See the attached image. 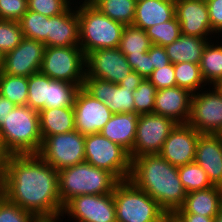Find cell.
I'll return each instance as SVG.
<instances>
[{
  "label": "cell",
  "mask_w": 222,
  "mask_h": 222,
  "mask_svg": "<svg viewBox=\"0 0 222 222\" xmlns=\"http://www.w3.org/2000/svg\"><path fill=\"white\" fill-rule=\"evenodd\" d=\"M4 196L37 216L62 214L58 170L38 154L10 155L4 166Z\"/></svg>",
  "instance_id": "1"
},
{
  "label": "cell",
  "mask_w": 222,
  "mask_h": 222,
  "mask_svg": "<svg viewBox=\"0 0 222 222\" xmlns=\"http://www.w3.org/2000/svg\"><path fill=\"white\" fill-rule=\"evenodd\" d=\"M129 180L156 200L167 214L179 209L187 195L178 175V167L159 154L133 158Z\"/></svg>",
  "instance_id": "2"
},
{
  "label": "cell",
  "mask_w": 222,
  "mask_h": 222,
  "mask_svg": "<svg viewBox=\"0 0 222 222\" xmlns=\"http://www.w3.org/2000/svg\"><path fill=\"white\" fill-rule=\"evenodd\" d=\"M0 136L9 155L37 154L42 145L38 111L16 106L0 125Z\"/></svg>",
  "instance_id": "3"
},
{
  "label": "cell",
  "mask_w": 222,
  "mask_h": 222,
  "mask_svg": "<svg viewBox=\"0 0 222 222\" xmlns=\"http://www.w3.org/2000/svg\"><path fill=\"white\" fill-rule=\"evenodd\" d=\"M118 182L112 173L86 161L58 171L59 197L63 207L80 195L113 193Z\"/></svg>",
  "instance_id": "4"
},
{
  "label": "cell",
  "mask_w": 222,
  "mask_h": 222,
  "mask_svg": "<svg viewBox=\"0 0 222 222\" xmlns=\"http://www.w3.org/2000/svg\"><path fill=\"white\" fill-rule=\"evenodd\" d=\"M78 5L76 3L79 17V47L84 55L98 49L118 48L125 25L110 19L90 2Z\"/></svg>",
  "instance_id": "5"
},
{
  "label": "cell",
  "mask_w": 222,
  "mask_h": 222,
  "mask_svg": "<svg viewBox=\"0 0 222 222\" xmlns=\"http://www.w3.org/2000/svg\"><path fill=\"white\" fill-rule=\"evenodd\" d=\"M117 222H162L167 213L131 180L117 183L113 191Z\"/></svg>",
  "instance_id": "6"
},
{
  "label": "cell",
  "mask_w": 222,
  "mask_h": 222,
  "mask_svg": "<svg viewBox=\"0 0 222 222\" xmlns=\"http://www.w3.org/2000/svg\"><path fill=\"white\" fill-rule=\"evenodd\" d=\"M84 151L88 164L107 170L119 181L130 178L132 160L129 153L101 133L85 135Z\"/></svg>",
  "instance_id": "7"
},
{
  "label": "cell",
  "mask_w": 222,
  "mask_h": 222,
  "mask_svg": "<svg viewBox=\"0 0 222 222\" xmlns=\"http://www.w3.org/2000/svg\"><path fill=\"white\" fill-rule=\"evenodd\" d=\"M40 72L53 80H61L83 87L85 55L79 46L46 47Z\"/></svg>",
  "instance_id": "8"
},
{
  "label": "cell",
  "mask_w": 222,
  "mask_h": 222,
  "mask_svg": "<svg viewBox=\"0 0 222 222\" xmlns=\"http://www.w3.org/2000/svg\"><path fill=\"white\" fill-rule=\"evenodd\" d=\"M84 145L85 135L73 130L45 137L37 154L59 171L85 161Z\"/></svg>",
  "instance_id": "9"
},
{
  "label": "cell",
  "mask_w": 222,
  "mask_h": 222,
  "mask_svg": "<svg viewBox=\"0 0 222 222\" xmlns=\"http://www.w3.org/2000/svg\"><path fill=\"white\" fill-rule=\"evenodd\" d=\"M206 90L192 95L188 124L200 134L222 135V86Z\"/></svg>",
  "instance_id": "10"
},
{
  "label": "cell",
  "mask_w": 222,
  "mask_h": 222,
  "mask_svg": "<svg viewBox=\"0 0 222 222\" xmlns=\"http://www.w3.org/2000/svg\"><path fill=\"white\" fill-rule=\"evenodd\" d=\"M177 124L173 119L155 113L139 115L131 160L145 154H159Z\"/></svg>",
  "instance_id": "11"
},
{
  "label": "cell",
  "mask_w": 222,
  "mask_h": 222,
  "mask_svg": "<svg viewBox=\"0 0 222 222\" xmlns=\"http://www.w3.org/2000/svg\"><path fill=\"white\" fill-rule=\"evenodd\" d=\"M66 214L75 222H117L113 193L74 197L63 208Z\"/></svg>",
  "instance_id": "12"
},
{
  "label": "cell",
  "mask_w": 222,
  "mask_h": 222,
  "mask_svg": "<svg viewBox=\"0 0 222 222\" xmlns=\"http://www.w3.org/2000/svg\"><path fill=\"white\" fill-rule=\"evenodd\" d=\"M85 77L98 78L119 84L133 69L119 48H104L85 56Z\"/></svg>",
  "instance_id": "13"
},
{
  "label": "cell",
  "mask_w": 222,
  "mask_h": 222,
  "mask_svg": "<svg viewBox=\"0 0 222 222\" xmlns=\"http://www.w3.org/2000/svg\"><path fill=\"white\" fill-rule=\"evenodd\" d=\"M75 130L81 134L100 133L114 114L103 102L80 87L74 99Z\"/></svg>",
  "instance_id": "14"
},
{
  "label": "cell",
  "mask_w": 222,
  "mask_h": 222,
  "mask_svg": "<svg viewBox=\"0 0 222 222\" xmlns=\"http://www.w3.org/2000/svg\"><path fill=\"white\" fill-rule=\"evenodd\" d=\"M45 44L23 37L21 43L4 54L2 72L15 76L29 77L40 71Z\"/></svg>",
  "instance_id": "15"
},
{
  "label": "cell",
  "mask_w": 222,
  "mask_h": 222,
  "mask_svg": "<svg viewBox=\"0 0 222 222\" xmlns=\"http://www.w3.org/2000/svg\"><path fill=\"white\" fill-rule=\"evenodd\" d=\"M200 135L188 123L177 124L165 140L159 155L175 167L194 162L196 145Z\"/></svg>",
  "instance_id": "16"
},
{
  "label": "cell",
  "mask_w": 222,
  "mask_h": 222,
  "mask_svg": "<svg viewBox=\"0 0 222 222\" xmlns=\"http://www.w3.org/2000/svg\"><path fill=\"white\" fill-rule=\"evenodd\" d=\"M175 16L181 34L206 39L218 37L211 29L206 0H175Z\"/></svg>",
  "instance_id": "17"
},
{
  "label": "cell",
  "mask_w": 222,
  "mask_h": 222,
  "mask_svg": "<svg viewBox=\"0 0 222 222\" xmlns=\"http://www.w3.org/2000/svg\"><path fill=\"white\" fill-rule=\"evenodd\" d=\"M83 88L103 102L114 114L135 113L131 88L98 78L85 77Z\"/></svg>",
  "instance_id": "18"
},
{
  "label": "cell",
  "mask_w": 222,
  "mask_h": 222,
  "mask_svg": "<svg viewBox=\"0 0 222 222\" xmlns=\"http://www.w3.org/2000/svg\"><path fill=\"white\" fill-rule=\"evenodd\" d=\"M192 95L189 90L178 86L157 90L153 113L171 118L178 124H187Z\"/></svg>",
  "instance_id": "19"
},
{
  "label": "cell",
  "mask_w": 222,
  "mask_h": 222,
  "mask_svg": "<svg viewBox=\"0 0 222 222\" xmlns=\"http://www.w3.org/2000/svg\"><path fill=\"white\" fill-rule=\"evenodd\" d=\"M79 46V17L76 8L69 6L62 14L48 19L47 47Z\"/></svg>",
  "instance_id": "20"
},
{
  "label": "cell",
  "mask_w": 222,
  "mask_h": 222,
  "mask_svg": "<svg viewBox=\"0 0 222 222\" xmlns=\"http://www.w3.org/2000/svg\"><path fill=\"white\" fill-rule=\"evenodd\" d=\"M195 162L205 170L213 186L222 187V135L201 134Z\"/></svg>",
  "instance_id": "21"
},
{
  "label": "cell",
  "mask_w": 222,
  "mask_h": 222,
  "mask_svg": "<svg viewBox=\"0 0 222 222\" xmlns=\"http://www.w3.org/2000/svg\"><path fill=\"white\" fill-rule=\"evenodd\" d=\"M138 118L139 115L135 113H115L100 133L110 141L124 148L131 158Z\"/></svg>",
  "instance_id": "22"
},
{
  "label": "cell",
  "mask_w": 222,
  "mask_h": 222,
  "mask_svg": "<svg viewBox=\"0 0 222 222\" xmlns=\"http://www.w3.org/2000/svg\"><path fill=\"white\" fill-rule=\"evenodd\" d=\"M175 17V0H142L136 3L133 25L144 31Z\"/></svg>",
  "instance_id": "23"
},
{
  "label": "cell",
  "mask_w": 222,
  "mask_h": 222,
  "mask_svg": "<svg viewBox=\"0 0 222 222\" xmlns=\"http://www.w3.org/2000/svg\"><path fill=\"white\" fill-rule=\"evenodd\" d=\"M221 209L222 187L212 186L205 190L187 193L183 205L174 213H192L214 217Z\"/></svg>",
  "instance_id": "24"
},
{
  "label": "cell",
  "mask_w": 222,
  "mask_h": 222,
  "mask_svg": "<svg viewBox=\"0 0 222 222\" xmlns=\"http://www.w3.org/2000/svg\"><path fill=\"white\" fill-rule=\"evenodd\" d=\"M209 40L213 39L181 34L178 39L164 48L172 64L181 62L200 64L203 50Z\"/></svg>",
  "instance_id": "25"
},
{
  "label": "cell",
  "mask_w": 222,
  "mask_h": 222,
  "mask_svg": "<svg viewBox=\"0 0 222 222\" xmlns=\"http://www.w3.org/2000/svg\"><path fill=\"white\" fill-rule=\"evenodd\" d=\"M38 113L42 140L47 136L75 130L73 106L46 108Z\"/></svg>",
  "instance_id": "26"
},
{
  "label": "cell",
  "mask_w": 222,
  "mask_h": 222,
  "mask_svg": "<svg viewBox=\"0 0 222 222\" xmlns=\"http://www.w3.org/2000/svg\"><path fill=\"white\" fill-rule=\"evenodd\" d=\"M219 39L218 36L208 41L199 64L202 77L208 86H222V41L219 42Z\"/></svg>",
  "instance_id": "27"
},
{
  "label": "cell",
  "mask_w": 222,
  "mask_h": 222,
  "mask_svg": "<svg viewBox=\"0 0 222 222\" xmlns=\"http://www.w3.org/2000/svg\"><path fill=\"white\" fill-rule=\"evenodd\" d=\"M135 0H93L91 4L101 13L123 25L133 24Z\"/></svg>",
  "instance_id": "28"
},
{
  "label": "cell",
  "mask_w": 222,
  "mask_h": 222,
  "mask_svg": "<svg viewBox=\"0 0 222 222\" xmlns=\"http://www.w3.org/2000/svg\"><path fill=\"white\" fill-rule=\"evenodd\" d=\"M151 45L146 31L130 24L125 25L118 48L125 56H137L149 51Z\"/></svg>",
  "instance_id": "29"
},
{
  "label": "cell",
  "mask_w": 222,
  "mask_h": 222,
  "mask_svg": "<svg viewBox=\"0 0 222 222\" xmlns=\"http://www.w3.org/2000/svg\"><path fill=\"white\" fill-rule=\"evenodd\" d=\"M0 95L15 105H27L28 77L15 76L0 71Z\"/></svg>",
  "instance_id": "30"
},
{
  "label": "cell",
  "mask_w": 222,
  "mask_h": 222,
  "mask_svg": "<svg viewBox=\"0 0 222 222\" xmlns=\"http://www.w3.org/2000/svg\"><path fill=\"white\" fill-rule=\"evenodd\" d=\"M174 76L176 86L185 88L193 94L206 89L207 84L202 77L199 64L190 62L174 64Z\"/></svg>",
  "instance_id": "31"
},
{
  "label": "cell",
  "mask_w": 222,
  "mask_h": 222,
  "mask_svg": "<svg viewBox=\"0 0 222 222\" xmlns=\"http://www.w3.org/2000/svg\"><path fill=\"white\" fill-rule=\"evenodd\" d=\"M178 175L186 193L213 186L205 170L195 161L178 167Z\"/></svg>",
  "instance_id": "32"
},
{
  "label": "cell",
  "mask_w": 222,
  "mask_h": 222,
  "mask_svg": "<svg viewBox=\"0 0 222 222\" xmlns=\"http://www.w3.org/2000/svg\"><path fill=\"white\" fill-rule=\"evenodd\" d=\"M49 18L40 13L28 10L18 21L23 37L40 41L47 47Z\"/></svg>",
  "instance_id": "33"
},
{
  "label": "cell",
  "mask_w": 222,
  "mask_h": 222,
  "mask_svg": "<svg viewBox=\"0 0 222 222\" xmlns=\"http://www.w3.org/2000/svg\"><path fill=\"white\" fill-rule=\"evenodd\" d=\"M78 89L79 87L76 84L49 78V94L46 108L73 106Z\"/></svg>",
  "instance_id": "34"
},
{
  "label": "cell",
  "mask_w": 222,
  "mask_h": 222,
  "mask_svg": "<svg viewBox=\"0 0 222 222\" xmlns=\"http://www.w3.org/2000/svg\"><path fill=\"white\" fill-rule=\"evenodd\" d=\"M49 94V77L40 71L28 77L27 106L37 110L46 109Z\"/></svg>",
  "instance_id": "35"
},
{
  "label": "cell",
  "mask_w": 222,
  "mask_h": 222,
  "mask_svg": "<svg viewBox=\"0 0 222 222\" xmlns=\"http://www.w3.org/2000/svg\"><path fill=\"white\" fill-rule=\"evenodd\" d=\"M152 44L167 46L181 36L180 24L175 16L168 22L155 24L145 30Z\"/></svg>",
  "instance_id": "36"
},
{
  "label": "cell",
  "mask_w": 222,
  "mask_h": 222,
  "mask_svg": "<svg viewBox=\"0 0 222 222\" xmlns=\"http://www.w3.org/2000/svg\"><path fill=\"white\" fill-rule=\"evenodd\" d=\"M156 91V87L148 79L144 78L132 94L135 114L153 113Z\"/></svg>",
  "instance_id": "37"
},
{
  "label": "cell",
  "mask_w": 222,
  "mask_h": 222,
  "mask_svg": "<svg viewBox=\"0 0 222 222\" xmlns=\"http://www.w3.org/2000/svg\"><path fill=\"white\" fill-rule=\"evenodd\" d=\"M23 33L19 22L0 20V51L5 54L15 49L22 41Z\"/></svg>",
  "instance_id": "38"
},
{
  "label": "cell",
  "mask_w": 222,
  "mask_h": 222,
  "mask_svg": "<svg viewBox=\"0 0 222 222\" xmlns=\"http://www.w3.org/2000/svg\"><path fill=\"white\" fill-rule=\"evenodd\" d=\"M34 217L32 213L10 202L5 196L0 199V222H31Z\"/></svg>",
  "instance_id": "39"
},
{
  "label": "cell",
  "mask_w": 222,
  "mask_h": 222,
  "mask_svg": "<svg viewBox=\"0 0 222 222\" xmlns=\"http://www.w3.org/2000/svg\"><path fill=\"white\" fill-rule=\"evenodd\" d=\"M28 10L40 13L46 17L62 14L72 2L69 0H27Z\"/></svg>",
  "instance_id": "40"
},
{
  "label": "cell",
  "mask_w": 222,
  "mask_h": 222,
  "mask_svg": "<svg viewBox=\"0 0 222 222\" xmlns=\"http://www.w3.org/2000/svg\"><path fill=\"white\" fill-rule=\"evenodd\" d=\"M27 11V0H0V20L18 22Z\"/></svg>",
  "instance_id": "41"
},
{
  "label": "cell",
  "mask_w": 222,
  "mask_h": 222,
  "mask_svg": "<svg viewBox=\"0 0 222 222\" xmlns=\"http://www.w3.org/2000/svg\"><path fill=\"white\" fill-rule=\"evenodd\" d=\"M148 80L156 87V90L176 86L174 64L170 63L165 67L153 70Z\"/></svg>",
  "instance_id": "42"
},
{
  "label": "cell",
  "mask_w": 222,
  "mask_h": 222,
  "mask_svg": "<svg viewBox=\"0 0 222 222\" xmlns=\"http://www.w3.org/2000/svg\"><path fill=\"white\" fill-rule=\"evenodd\" d=\"M126 59L133 71L137 72L145 79H148L154 70L148 51L143 55L126 56Z\"/></svg>",
  "instance_id": "43"
},
{
  "label": "cell",
  "mask_w": 222,
  "mask_h": 222,
  "mask_svg": "<svg viewBox=\"0 0 222 222\" xmlns=\"http://www.w3.org/2000/svg\"><path fill=\"white\" fill-rule=\"evenodd\" d=\"M206 4L211 29L216 35L222 37V0H206Z\"/></svg>",
  "instance_id": "44"
},
{
  "label": "cell",
  "mask_w": 222,
  "mask_h": 222,
  "mask_svg": "<svg viewBox=\"0 0 222 222\" xmlns=\"http://www.w3.org/2000/svg\"><path fill=\"white\" fill-rule=\"evenodd\" d=\"M148 54L151 57V62L154 66V70L165 67L166 65L171 63L163 46L152 44L148 51Z\"/></svg>",
  "instance_id": "45"
},
{
  "label": "cell",
  "mask_w": 222,
  "mask_h": 222,
  "mask_svg": "<svg viewBox=\"0 0 222 222\" xmlns=\"http://www.w3.org/2000/svg\"><path fill=\"white\" fill-rule=\"evenodd\" d=\"M172 215L179 222H213L214 221V217H206L200 214L173 213Z\"/></svg>",
  "instance_id": "46"
},
{
  "label": "cell",
  "mask_w": 222,
  "mask_h": 222,
  "mask_svg": "<svg viewBox=\"0 0 222 222\" xmlns=\"http://www.w3.org/2000/svg\"><path fill=\"white\" fill-rule=\"evenodd\" d=\"M143 77L140 76L137 72L132 71L128 76H126L119 84L121 86H126L131 88L134 91L143 81Z\"/></svg>",
  "instance_id": "47"
},
{
  "label": "cell",
  "mask_w": 222,
  "mask_h": 222,
  "mask_svg": "<svg viewBox=\"0 0 222 222\" xmlns=\"http://www.w3.org/2000/svg\"><path fill=\"white\" fill-rule=\"evenodd\" d=\"M17 105L10 100L0 95V125L4 122V118L12 111Z\"/></svg>",
  "instance_id": "48"
},
{
  "label": "cell",
  "mask_w": 222,
  "mask_h": 222,
  "mask_svg": "<svg viewBox=\"0 0 222 222\" xmlns=\"http://www.w3.org/2000/svg\"><path fill=\"white\" fill-rule=\"evenodd\" d=\"M66 218L62 214L54 215V216H37L31 222H61L62 219ZM61 220V221H60Z\"/></svg>",
  "instance_id": "49"
},
{
  "label": "cell",
  "mask_w": 222,
  "mask_h": 222,
  "mask_svg": "<svg viewBox=\"0 0 222 222\" xmlns=\"http://www.w3.org/2000/svg\"><path fill=\"white\" fill-rule=\"evenodd\" d=\"M10 155L6 151L1 136H0V166H5V163Z\"/></svg>",
  "instance_id": "50"
},
{
  "label": "cell",
  "mask_w": 222,
  "mask_h": 222,
  "mask_svg": "<svg viewBox=\"0 0 222 222\" xmlns=\"http://www.w3.org/2000/svg\"><path fill=\"white\" fill-rule=\"evenodd\" d=\"M4 196V166H0V199Z\"/></svg>",
  "instance_id": "51"
},
{
  "label": "cell",
  "mask_w": 222,
  "mask_h": 222,
  "mask_svg": "<svg viewBox=\"0 0 222 222\" xmlns=\"http://www.w3.org/2000/svg\"><path fill=\"white\" fill-rule=\"evenodd\" d=\"M162 222H179L172 214H167Z\"/></svg>",
  "instance_id": "52"
},
{
  "label": "cell",
  "mask_w": 222,
  "mask_h": 222,
  "mask_svg": "<svg viewBox=\"0 0 222 222\" xmlns=\"http://www.w3.org/2000/svg\"><path fill=\"white\" fill-rule=\"evenodd\" d=\"M213 222H222V209L214 216Z\"/></svg>",
  "instance_id": "53"
},
{
  "label": "cell",
  "mask_w": 222,
  "mask_h": 222,
  "mask_svg": "<svg viewBox=\"0 0 222 222\" xmlns=\"http://www.w3.org/2000/svg\"><path fill=\"white\" fill-rule=\"evenodd\" d=\"M3 58H4V54L0 51V71L2 70V67H3Z\"/></svg>",
  "instance_id": "54"
},
{
  "label": "cell",
  "mask_w": 222,
  "mask_h": 222,
  "mask_svg": "<svg viewBox=\"0 0 222 222\" xmlns=\"http://www.w3.org/2000/svg\"><path fill=\"white\" fill-rule=\"evenodd\" d=\"M69 1L71 2L72 0H69ZM74 1H77V0H73V1H72L73 4H74V3L76 4V3H81V2H87V0H80L79 2H78V1H77V2H74Z\"/></svg>",
  "instance_id": "55"
}]
</instances>
